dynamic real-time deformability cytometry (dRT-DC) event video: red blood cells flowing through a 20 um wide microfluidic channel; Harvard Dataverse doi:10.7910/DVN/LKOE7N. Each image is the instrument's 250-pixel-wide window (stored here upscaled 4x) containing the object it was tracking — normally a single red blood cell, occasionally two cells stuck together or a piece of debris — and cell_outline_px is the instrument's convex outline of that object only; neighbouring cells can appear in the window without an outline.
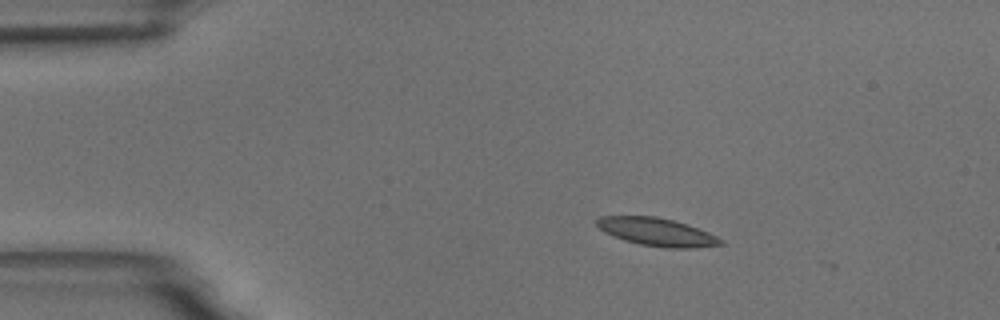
{"species": "common noctule bat (a hibernating species)", "species_latin": "Nyctalus noctula", "temperature_condition": "room temperature", "stored_images_in_passage": 5, "camera_frame_rate_fps": 3000, "um_per_image_px": 0.085, "animal": {"sex": "male", "body_mass_g": 18.8}, "frame": {"image": 1, "passage_image": 2, "time_ms": 0.333, "image_size_px": [1000, 320], "cell_outline_px": [[724, 244], [696, 248], [664, 248], [640, 244], [624, 240], [604, 232], [596, 224], [596, 220], [600, 216], [656, 216], [688, 224], [708, 232], [724, 240]], "centroid_in_image_um": [55.86, 19.72], "position_along_channel_um": 29.1, "area_um2": 20.23}}